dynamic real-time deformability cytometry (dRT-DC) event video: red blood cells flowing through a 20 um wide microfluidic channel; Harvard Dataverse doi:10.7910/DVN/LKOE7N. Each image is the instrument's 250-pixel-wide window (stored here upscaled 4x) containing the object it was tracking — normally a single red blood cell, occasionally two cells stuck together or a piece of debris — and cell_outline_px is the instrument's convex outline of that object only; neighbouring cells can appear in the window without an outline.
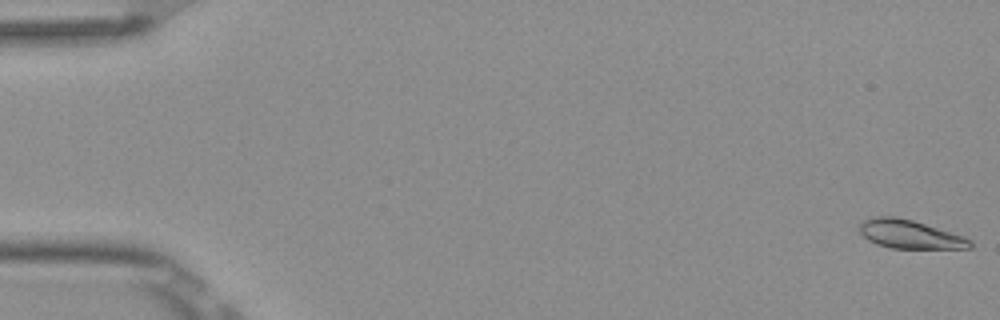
{"species": "Egyptian fruit bat (a non-hibernating species)", "species_latin": "Rousettus aegyptiacus", "temperature_condition": "room temperature", "stored_images_in_passage": 5, "camera_frame_rate_fps": 3000, "um_per_image_px": 0.085, "frame": {"image": 1, "passage_image": 1, "time_ms": 0.0, "image_size_px": [1000, 320], "cell_outline_px": [[972, 248], [892, 248], [876, 244], [868, 240], [860, 232], [860, 224], [864, 220], [876, 216], [896, 216], [912, 220], [964, 236], [972, 240]], "centroid_in_image_um": [77.34, 19.91], "position_along_channel_um": 7.7, "area_um2": 18.26}}
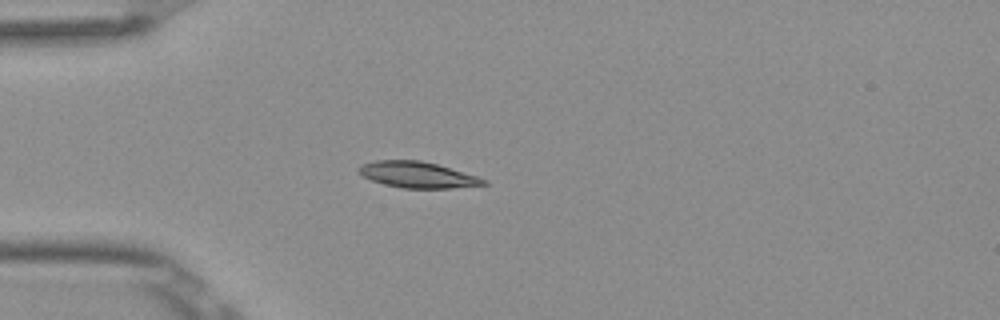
{"frame": {"image": 2, "passage_image": 5, "time_ms": 1.333, "image_size_px": [1000, 320], "cell_outline_px": [[488, 184], [452, 188], [404, 188], [384, 184], [372, 180], [356, 172], [356, 168], [360, 164], [376, 160], [420, 160], [436, 164], [476, 176], [488, 180]], "centroid_in_image_um": [35.44, 14.85], "position_along_channel_um": 49.6, "area_um2": 18.9}}